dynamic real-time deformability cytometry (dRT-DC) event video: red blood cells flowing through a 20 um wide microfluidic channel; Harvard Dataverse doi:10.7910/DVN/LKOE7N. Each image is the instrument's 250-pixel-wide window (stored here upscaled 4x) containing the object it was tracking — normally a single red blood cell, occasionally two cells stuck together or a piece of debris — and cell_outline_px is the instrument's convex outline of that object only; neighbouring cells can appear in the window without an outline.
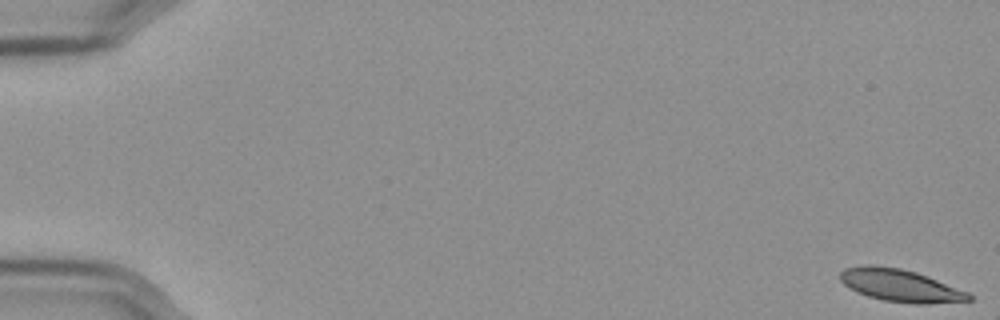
{"species": "Egyptian fruit bat (a non-hibernating species)", "species_latin": "Rousettus aegyptiacus", "temperature_condition": "cold", "stored_images_in_passage": 12, "camera_frame_rate_fps": 3000, "um_per_image_px": 0.085, "frame": {"image": 1, "passage_image": 1, "time_ms": 0.0, "image_size_px": [1000, 320], "cell_outline_px": [[972, 300], [924, 304], [916, 304], [884, 300], [868, 296], [848, 288], [840, 280], [840, 272], [844, 268], [864, 264], [872, 264], [900, 268], [916, 272], [968, 292], [972, 296]], "centroid_in_image_um": [76.48, 24.25], "position_along_channel_um": 8.5, "area_um2": 24.22}}